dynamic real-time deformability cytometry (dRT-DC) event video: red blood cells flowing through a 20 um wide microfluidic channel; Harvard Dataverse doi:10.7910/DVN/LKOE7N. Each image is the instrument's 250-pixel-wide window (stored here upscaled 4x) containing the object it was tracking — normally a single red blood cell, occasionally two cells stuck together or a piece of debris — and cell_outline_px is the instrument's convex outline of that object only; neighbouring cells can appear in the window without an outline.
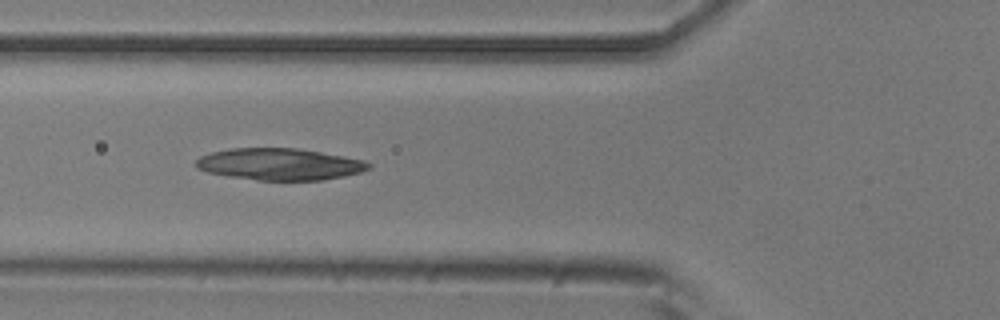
{"species": "common noctule bat (a hibernating species)", "species_latin": "Nyctalus noctula", "temperature_condition": "room temperature", "stored_images_in_passage": 6, "camera_frame_rate_fps": 3000, "um_per_image_px": 0.085, "animal": {"sex": "male", "body_mass_g": 20.5, "forearm_length_mm": 52.5}, "frame": {"image": 1, "passage_image": 4, "time_ms": 1.0, "image_size_px": [1000, 320], "cell_outline_px": [[372, 168], [360, 172], [344, 176], [320, 180], [260, 180], [228, 176], [208, 172], [196, 168], [196, 160], [200, 156], [212, 152], [232, 148], [296, 148], [344, 156], [364, 160], [372, 164]], "centroid_in_image_um": [23.78, 13.95], "position_along_channel_um": 102.0, "area_um2": 31.85}}
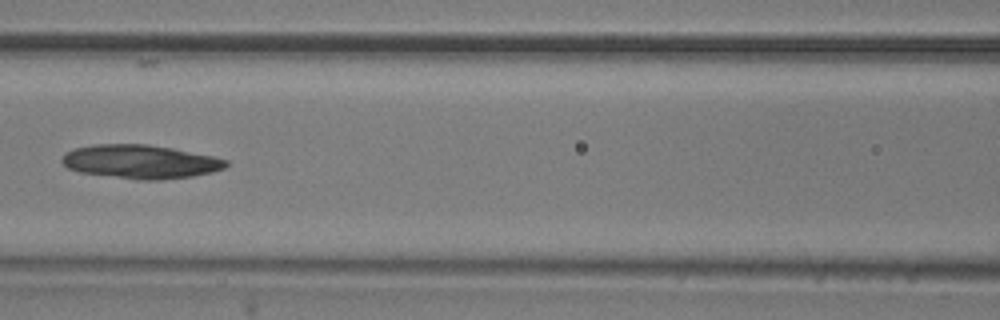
{"frame": {"image": 2, "passage_image": 5, "time_ms": 1.333, "image_size_px": [1000, 320], "cell_outline_px": [[228, 164], [224, 168], [212, 172], [192, 176], [160, 180], [140, 180], [80, 172], [68, 168], [60, 160], [64, 152], [72, 148], [92, 144], [148, 144], [172, 148], [212, 156], [228, 160]], "centroid_in_image_um": [11.9, 13.73], "position_along_channel_um": 154.7, "area_um2": 32.31}}